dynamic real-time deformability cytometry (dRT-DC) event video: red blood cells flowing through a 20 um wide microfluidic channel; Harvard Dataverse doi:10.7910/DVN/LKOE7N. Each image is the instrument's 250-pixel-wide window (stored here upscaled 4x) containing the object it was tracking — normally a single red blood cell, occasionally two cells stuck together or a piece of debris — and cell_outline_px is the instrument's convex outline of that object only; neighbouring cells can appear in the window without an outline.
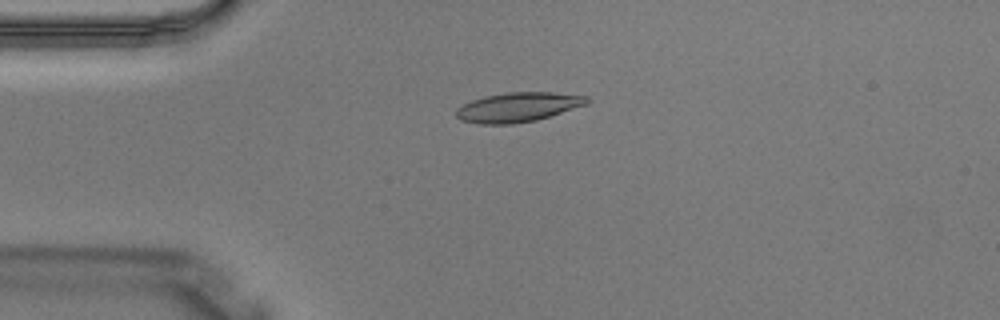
{"species": "Egyptian fruit bat (a non-hibernating species)", "species_latin": "Rousettus aegyptiacus", "temperature_condition": "warm", "stored_images_in_passage": 2, "camera_frame_rate_fps": 3000, "um_per_image_px": 0.085, "animal": {"sex": "male"}, "frame": {"image": 1, "passage_image": 2, "time_ms": 0.333, "image_size_px": [1000, 320], "cell_outline_px": [[592, 100], [588, 104], [536, 120], [512, 124], [480, 124], [460, 120], [456, 116], [456, 108], [472, 100], [484, 96], [508, 92], [552, 92], [588, 96]], "centroid_in_image_um": [44.04, 9.1], "position_along_channel_um": 41.0, "area_um2": 22.54}}